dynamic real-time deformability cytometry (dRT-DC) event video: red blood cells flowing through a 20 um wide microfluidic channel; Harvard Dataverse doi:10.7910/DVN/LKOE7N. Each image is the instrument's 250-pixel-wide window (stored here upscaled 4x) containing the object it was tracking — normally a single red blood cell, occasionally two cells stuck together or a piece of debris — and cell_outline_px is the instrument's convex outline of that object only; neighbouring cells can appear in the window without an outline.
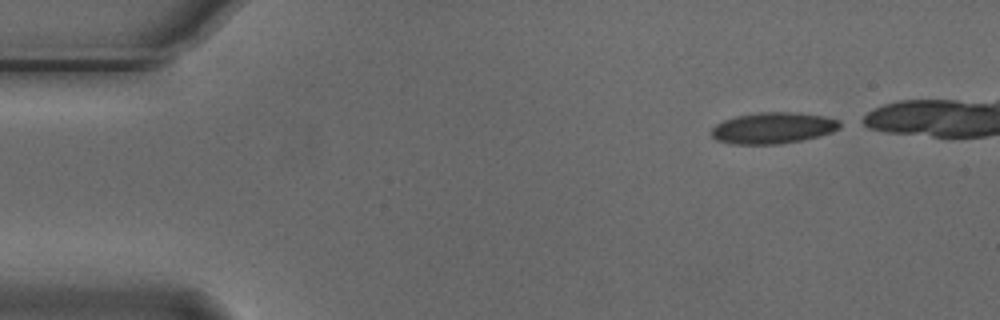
{"species": "Egyptian fruit bat (a non-hibernating species)", "species_latin": "Rousettus aegyptiacus", "temperature_condition": "cold", "stored_images_in_passage": 5, "camera_frame_rate_fps": 3000, "um_per_image_px": 0.085, "animal": {"sex": "male"}, "frame": {"image": 1, "passage_image": 1, "time_ms": 0.0, "image_size_px": [1000, 320], "cell_outline_px": [[840, 128], [832, 132], [800, 140], [776, 144], [732, 144], [716, 140], [712, 136], [712, 128], [716, 124], [724, 120], [736, 116], [760, 112], [792, 112], [824, 116], [840, 120]], "centroid_in_image_um": [65.69, 10.87], "position_along_channel_um": 19.3, "area_um2": 23.18}}
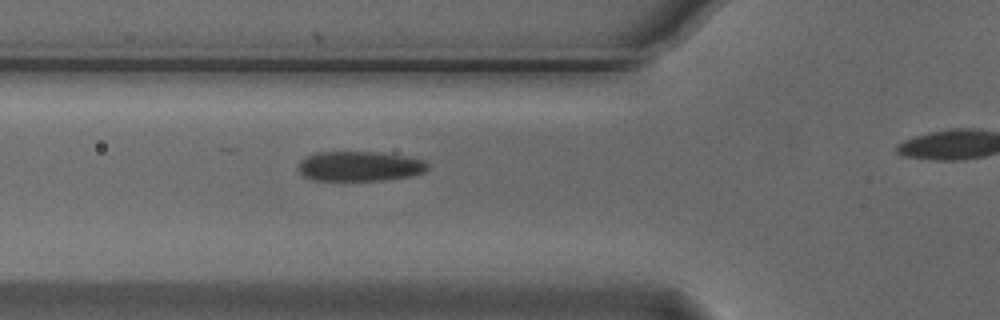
{"frame": {"image": 2, "passage_image": 4, "time_ms": 1.0, "image_size_px": [1000, 320], "cell_outline_px": [[428, 168], [424, 172], [412, 176], [384, 180], [312, 180], [304, 176], [296, 168], [308, 156], [316, 152], [380, 152], [408, 156], [424, 160], [428, 164]], "centroid_in_image_um": [30.61, 14.13], "position_along_channel_um": 95.2, "area_um2": 22.54}}